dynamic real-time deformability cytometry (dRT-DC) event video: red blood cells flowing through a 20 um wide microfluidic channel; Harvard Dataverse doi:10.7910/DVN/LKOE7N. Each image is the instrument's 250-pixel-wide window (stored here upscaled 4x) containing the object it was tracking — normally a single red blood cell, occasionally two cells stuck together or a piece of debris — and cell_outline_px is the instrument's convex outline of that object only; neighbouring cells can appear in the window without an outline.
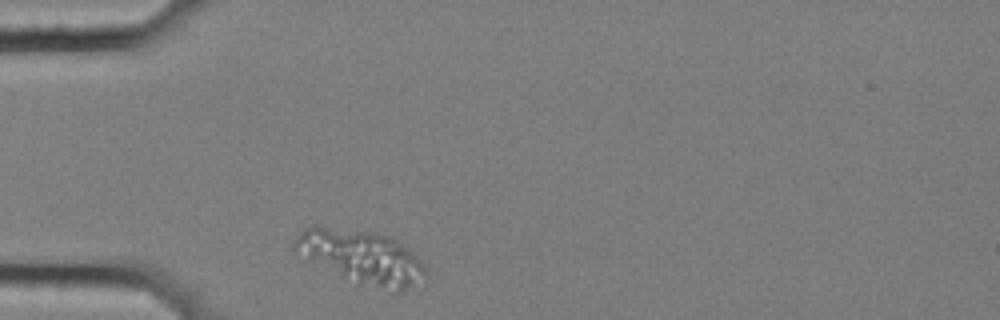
{"species": "common noctule bat (a hibernating species)", "species_latin": "Nyctalus noctula", "temperature_condition": "cold", "stored_images_in_passage": 33, "camera_frame_rate_fps": 3000, "um_per_image_px": 0.085, "animal": {"sex": "female", "body_mass_g": 25.1}, "frame": {"image": 1, "passage_image": 1, "time_ms": 0.0, "image_size_px": [1000, 320], "cell_outline_px": [[428, 276], [400, 292], [392, 292], [356, 284], [292, 252], [292, 244], [296, 236], [304, 228], [312, 224], [316, 224], [372, 232], [388, 236], [396, 240], [412, 252], [420, 260]], "centroid_in_image_um": [30.64, 21.83], "position_along_channel_um": 54.4, "area_um2": 41.5}}
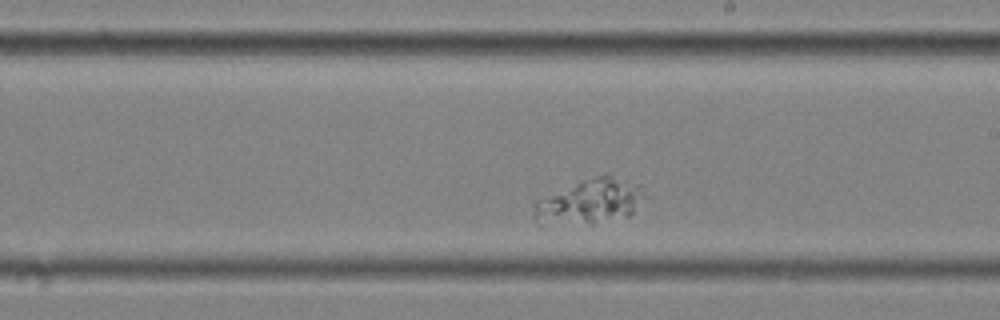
{"frame": {"image": 2, "passage_image": 19, "time_ms": 6.0, "image_size_px": [1000, 320], "cell_outline_px": [[644, 196], [632, 212], [628, 216], [592, 224], [536, 224], [532, 220], [532, 204], [536, 200], [580, 180], [596, 176], [612, 176], [640, 184]], "centroid_in_image_um": [50.02, 17.16], "position_along_channel_um": 239.0, "area_um2": 29.07}}
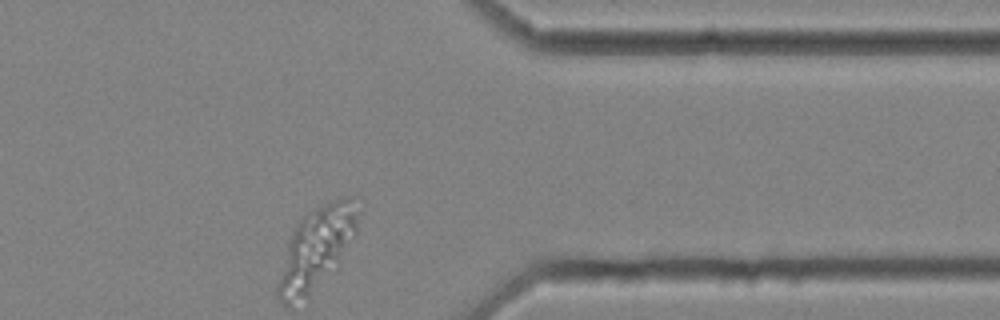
{"frame": {"image": 3, "passage_image": 33, "time_ms": 10.667, "image_size_px": [1000, 320], "cell_outline_px": [[364, 204], [356, 236], [340, 260], [308, 296], [288, 304], [280, 304], [276, 296], [276, 284], [288, 244], [296, 224], [304, 216], [316, 208], [340, 196], [344, 196]], "centroid_in_image_um": [26.97, 21.03], "position_along_channel_um": 384.4, "area_um2": 38.15}}